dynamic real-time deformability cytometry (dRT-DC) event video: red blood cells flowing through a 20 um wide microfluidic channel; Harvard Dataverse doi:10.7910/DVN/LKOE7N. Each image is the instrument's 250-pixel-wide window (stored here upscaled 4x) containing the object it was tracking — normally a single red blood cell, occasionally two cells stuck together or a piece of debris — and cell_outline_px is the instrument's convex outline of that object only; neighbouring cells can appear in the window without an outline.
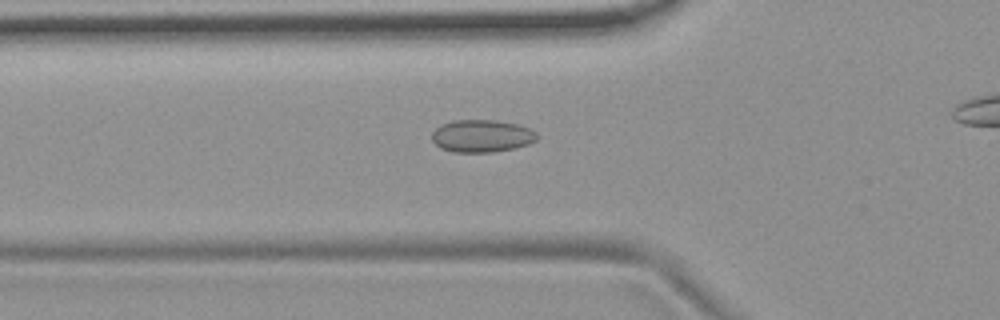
{"species": "common noctule bat (a hibernating species)", "species_latin": "Nyctalus noctula", "temperature_condition": "room temperature", "stored_images_in_passage": 35, "camera_frame_rate_fps": 3000, "um_per_image_px": 0.085, "animal": {"sex": "female", "body_mass_g": 19.9}, "frame": {"image": 1, "passage_image": 9, "time_ms": 2.667, "image_size_px": [1000, 320], "cell_outline_px": [[540, 136], [536, 140], [528, 144], [516, 148], [492, 152], [456, 152], [440, 148], [432, 140], [432, 132], [440, 124], [452, 120], [496, 120], [516, 124], [528, 128], [536, 132]], "centroid_in_image_um": [40.95, 11.55], "position_along_channel_um": 84.8, "area_um2": 20.0}}
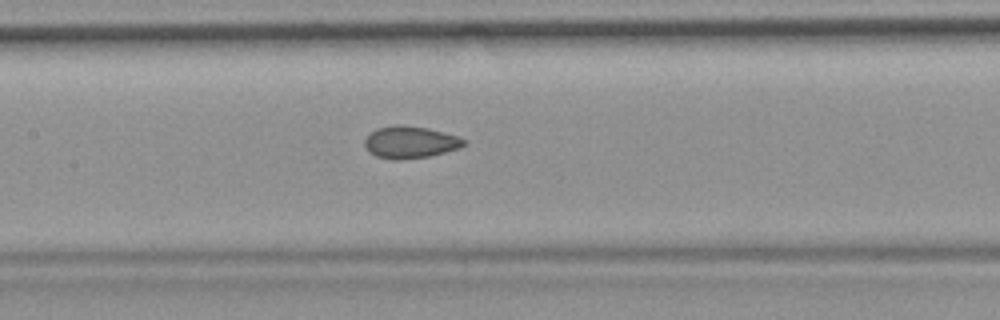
{"frame": {"image": 2, "passage_image": 16, "time_ms": 5.0, "image_size_px": [1000, 320], "cell_outline_px": [[468, 144], [460, 148], [428, 156], [400, 160], [396, 160], [376, 156], [368, 152], [364, 144], [364, 140], [376, 128], [396, 124], [404, 124], [428, 128], [460, 136], [468, 140]], "centroid_in_image_um": [34.9, 12.07], "position_along_channel_um": 172.5, "area_um2": 18.84}}
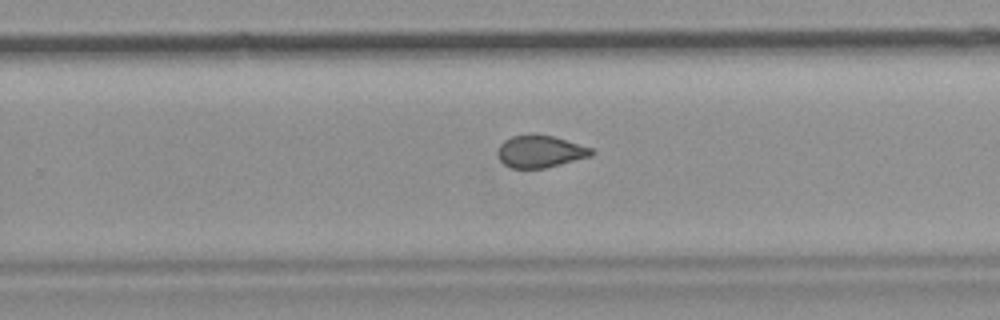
{"frame": {"image": 3, "passage_image": 25, "time_ms": 8.0, "image_size_px": [1000, 320], "cell_outline_px": [[596, 152], [592, 156], [544, 168], [512, 168], [504, 164], [500, 160], [496, 152], [500, 144], [504, 140], [512, 136], [532, 132], [536, 132], [552, 136], [592, 148]], "centroid_in_image_um": [45.89, 12.85], "position_along_channel_um": 283.9, "area_um2": 17.86}}